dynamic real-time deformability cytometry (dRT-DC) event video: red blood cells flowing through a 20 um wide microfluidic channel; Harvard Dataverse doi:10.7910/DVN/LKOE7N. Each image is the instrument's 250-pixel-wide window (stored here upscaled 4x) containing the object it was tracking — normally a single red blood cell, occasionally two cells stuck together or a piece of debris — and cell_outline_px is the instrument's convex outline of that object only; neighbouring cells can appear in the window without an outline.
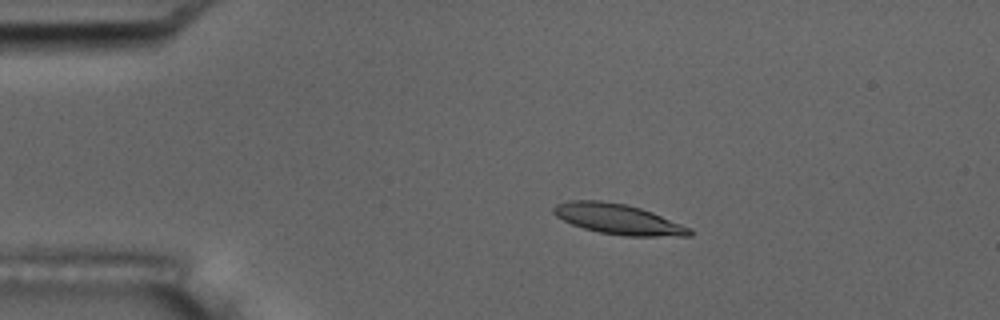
{"species": "common noctule bat (a hibernating species)", "species_latin": "Nyctalus noctula", "temperature_condition": "room temperature", "stored_images_in_passage": 55, "camera_frame_rate_fps": 3000, "um_per_image_px": 0.085, "animal": {"sex": "male", "body_mass_g": 17.5, "forearm_length_mm": 52.3}, "frame": {"image": 1, "passage_image": 11, "time_ms": 3.333, "image_size_px": [1000, 320], "cell_outline_px": [[692, 236], [624, 236], [600, 232], [584, 228], [572, 224], [556, 216], [552, 212], [552, 208], [556, 204], [568, 200], [600, 200], [628, 204], [652, 212], [692, 228]], "centroid_in_image_um": [52.55, 18.62], "position_along_channel_um": 32.5, "area_um2": 24.1}}
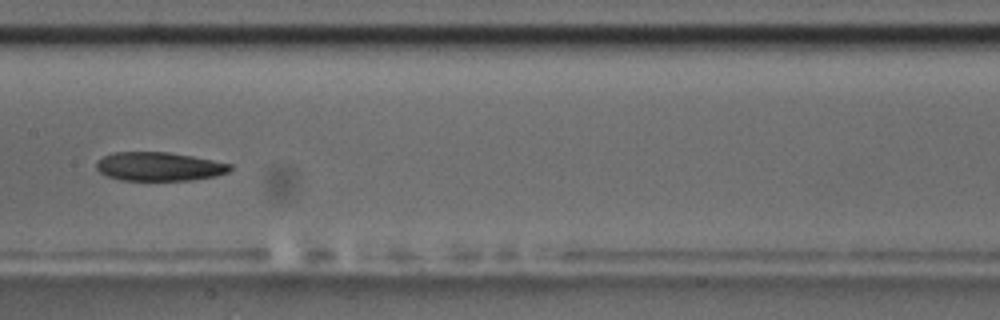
{"frame": {"image": 2, "passage_image": 28, "time_ms": 9.0, "image_size_px": [1000, 320], "cell_outline_px": [[232, 168], [228, 172], [216, 176], [192, 180], [120, 180], [108, 176], [100, 172], [96, 168], [96, 160], [112, 152], [168, 152], [192, 156], [232, 164]], "centroid_in_image_um": [13.51, 14.15], "position_along_channel_um": 193.9, "area_um2": 22.43}}
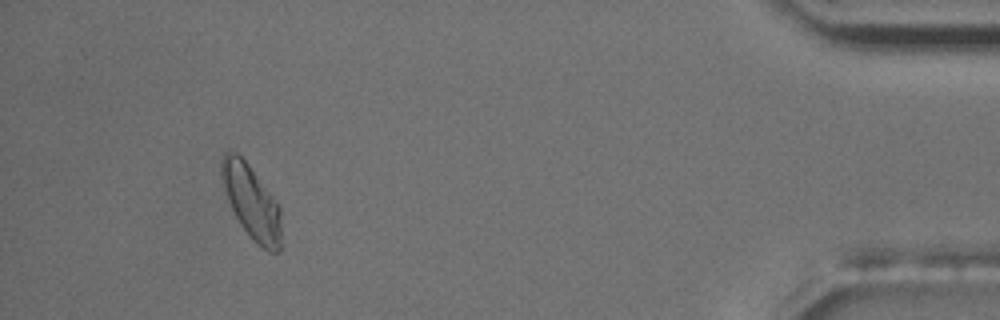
{"frame": {"image": 3, "passage_image": 51, "time_ms": 16.667, "image_size_px": [1000, 320], "cell_outline_px": [[280, 252], [268, 252], [240, 224], [224, 200], [220, 184], [220, 160], [224, 152], [228, 148], [236, 152], [248, 164], [280, 204]], "centroid_in_image_um": [21.29, 17.08], "position_along_channel_um": 413.9, "area_um2": 26.3}, "authors_computed_cell_mechanics": {"area_um2": 23.5824, "velocity_mm_per_s": 3.6959, "shape_relaxation_time_tau1_ms": 5.0916, "shape_relaxation_time_tau2_ms": null, "deformation_change_tau1": 0.134, "deformation_change_tau2": null}}